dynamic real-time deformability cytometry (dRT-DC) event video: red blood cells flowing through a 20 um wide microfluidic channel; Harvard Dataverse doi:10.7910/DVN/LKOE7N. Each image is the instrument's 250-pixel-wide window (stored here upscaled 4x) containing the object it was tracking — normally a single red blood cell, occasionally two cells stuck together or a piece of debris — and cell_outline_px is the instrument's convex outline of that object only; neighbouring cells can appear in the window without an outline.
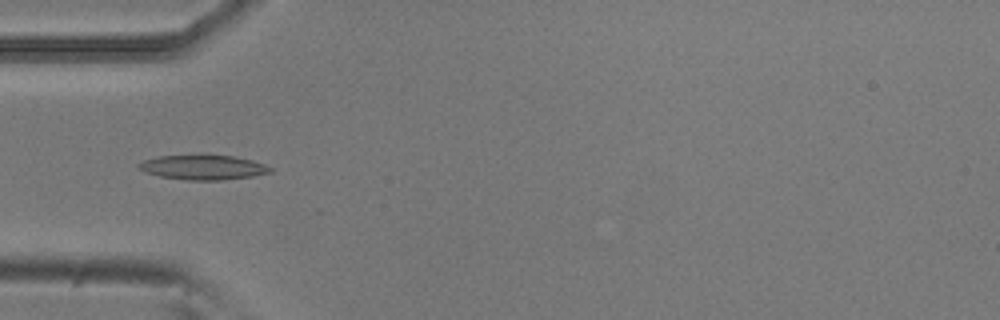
{"species": "common noctule bat (a hibernating species)", "species_latin": "Nyctalus noctula", "temperature_condition": "room temperature", "stored_images_in_passage": 27, "camera_frame_rate_fps": 3000, "um_per_image_px": 0.085, "animal": {"sex": "male", "body_mass_g": 20.5, "forearm_length_mm": 52.5}, "frame": {"image": 1, "passage_image": 17, "time_ms": 5.333, "image_size_px": [1000, 320], "cell_outline_px": [[272, 172], [252, 176], [224, 180], [188, 180], [160, 176], [144, 172], [136, 164], [144, 160], [160, 156], [200, 152], [232, 156], [252, 160], [264, 164], [272, 168]], "centroid_in_image_um": [17.25, 14.18], "position_along_channel_um": 67.8, "area_um2": 19.59}}
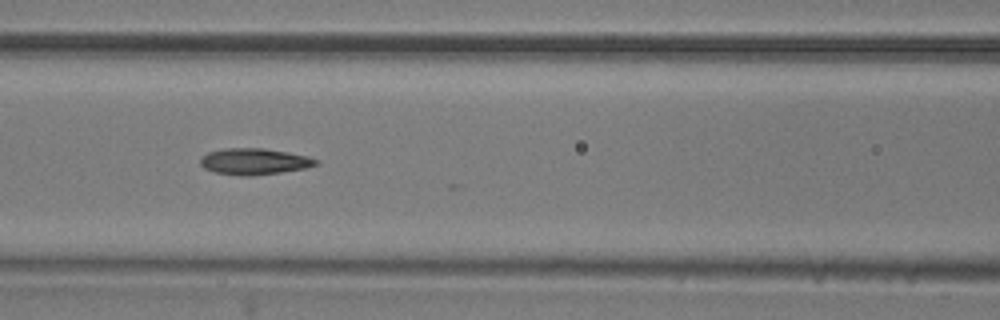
{"frame": {"image": 2, "passage_image": 23, "time_ms": 7.333, "image_size_px": [1000, 320], "cell_outline_px": [[320, 164], [304, 168], [280, 172], [252, 176], [240, 176], [216, 172], [204, 168], [200, 164], [200, 160], [208, 152], [224, 148], [264, 148], [288, 152], [308, 156], [320, 160]], "centroid_in_image_um": [21.64, 13.72], "position_along_channel_um": 145.0, "area_um2": 17.74}}
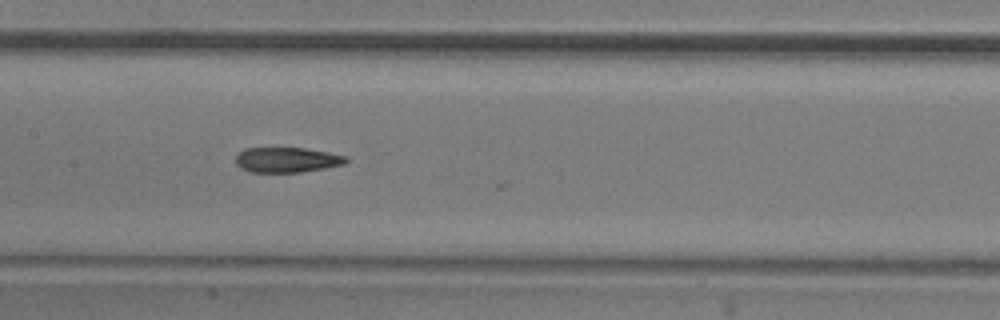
{"frame": {"image": 3, "passage_image": 26, "time_ms": 8.333, "image_size_px": [1000, 320], "cell_outline_px": [[348, 160], [344, 164], [324, 168], [300, 172], [252, 172], [240, 168], [236, 164], [236, 156], [244, 148], [304, 148], [328, 152], [344, 156]], "centroid_in_image_um": [24.35, 13.59], "position_along_channel_um": 183.0, "area_um2": 16.01}}